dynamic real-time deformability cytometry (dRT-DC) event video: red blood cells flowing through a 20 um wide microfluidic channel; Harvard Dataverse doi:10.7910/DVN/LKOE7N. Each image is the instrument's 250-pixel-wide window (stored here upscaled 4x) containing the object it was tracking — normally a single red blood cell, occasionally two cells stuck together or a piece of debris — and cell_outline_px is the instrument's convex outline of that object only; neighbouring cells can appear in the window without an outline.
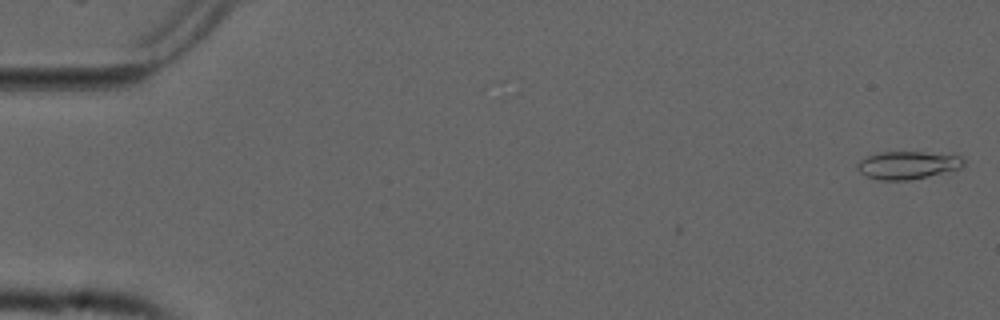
{"species": "common noctule bat (a hibernating species)", "species_latin": "Nyctalus noctula", "temperature_condition": "cold", "stored_images_in_passage": 54, "camera_frame_rate_fps": 3000, "um_per_image_px": 0.085, "animal": {"sex": "male", "forearm_length_mm": 52.5}, "frame": {"image": 1, "passage_image": 1, "time_ms": 0.0, "image_size_px": [1000, 320], "cell_outline_px": [[964, 164], [960, 168], [908, 180], [880, 180], [868, 176], [860, 172], [856, 168], [856, 164], [860, 160], [868, 156], [880, 152], [920, 152], [964, 156]], "centroid_in_image_um": [77.13, 14.02], "position_along_channel_um": 7.9, "area_um2": 16.94}}
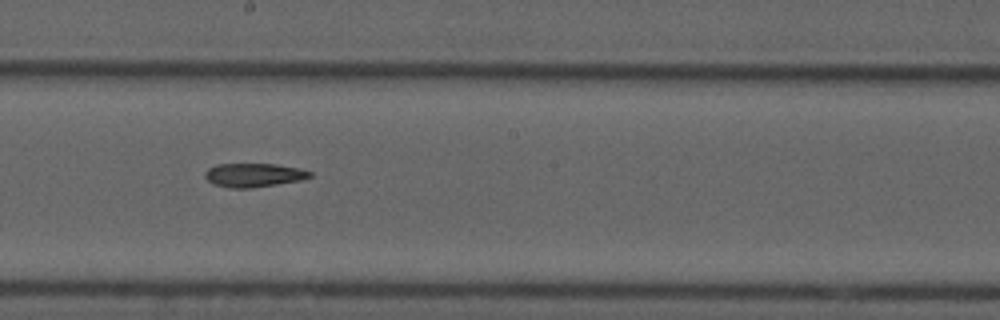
{"frame": {"image": 2, "passage_image": 30, "time_ms": 9.667, "image_size_px": [1000, 320], "cell_outline_px": [[312, 176], [300, 180], [252, 188], [228, 188], [212, 184], [204, 176], [204, 172], [208, 168], [216, 164], [272, 164], [300, 168], [312, 172]], "centroid_in_image_um": [21.53, 14.88], "position_along_channel_um": 226.7, "area_um2": 14.57}}
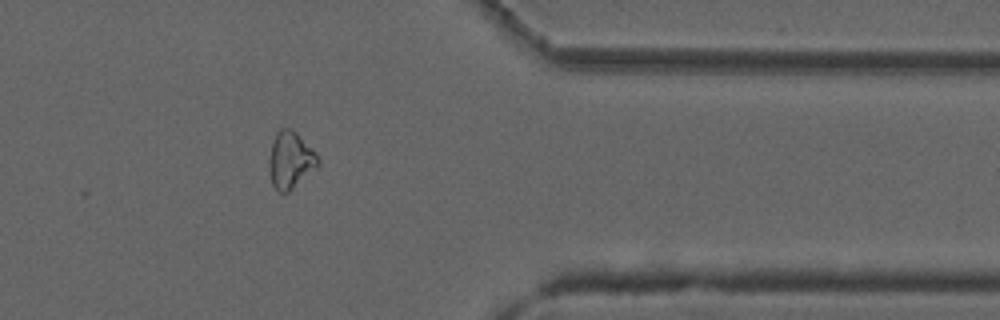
{"frame": {"image": 3, "passage_image": 44, "time_ms": 14.333, "image_size_px": [1000, 320], "cell_outline_px": [[320, 164], [288, 192], [280, 192], [272, 184], [268, 168], [268, 160], [272, 144], [276, 132], [280, 128], [292, 128], [316, 152], [320, 160]], "centroid_in_image_um": [24.68, 13.58], "position_along_channel_um": 386.7, "area_um2": 16.18}, "authors_computed_cell_mechanics": {"area_um2": 15.8661, "velocity_mm_per_s": 3.7631, "shape_relaxation_time_tau1_ms": null, "shape_relaxation_time_tau2_ms": 8.8878, "deformation_change_tau1": null, "deformation_change_tau2": 0.189}}